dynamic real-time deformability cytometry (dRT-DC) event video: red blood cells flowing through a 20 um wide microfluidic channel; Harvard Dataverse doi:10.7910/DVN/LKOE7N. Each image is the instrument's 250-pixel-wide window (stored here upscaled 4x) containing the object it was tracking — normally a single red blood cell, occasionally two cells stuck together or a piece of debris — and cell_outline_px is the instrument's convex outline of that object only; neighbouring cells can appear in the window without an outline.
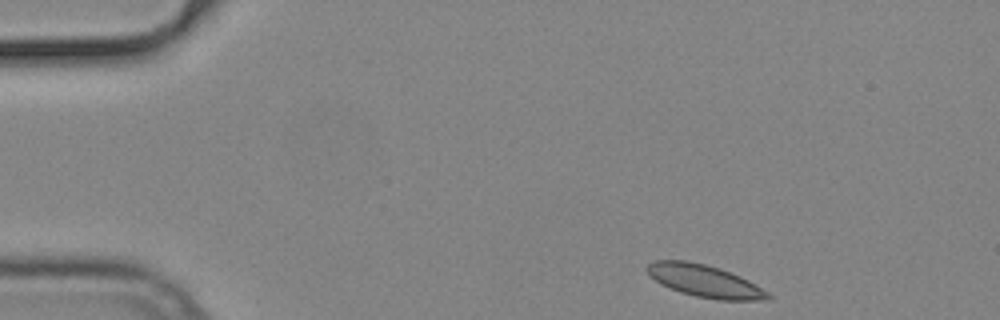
{"species": "common noctule bat (a hibernating species)", "species_latin": "Nyctalus noctula", "temperature_condition": "cold", "stored_images_in_passage": 48, "camera_frame_rate_fps": 3000, "um_per_image_px": 0.085, "animal": {"sex": "male", "body_mass_g": 19.2, "forearm_length_mm": 51.8}, "frame": {"image": 1, "passage_image": 1, "time_ms": 0.0, "image_size_px": [1000, 320], "cell_outline_px": [[772, 296], [756, 300], [716, 300], [696, 296], [680, 292], [660, 284], [648, 276], [644, 268], [652, 260], [688, 260], [720, 268], [740, 276], [748, 280], [768, 292]], "centroid_in_image_um": [59.8, 23.86], "position_along_channel_um": 25.2, "area_um2": 22.83}}
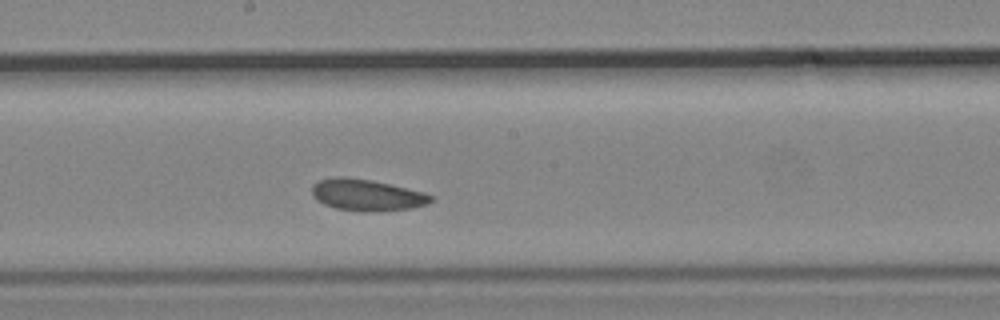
{"frame": {"image": 2, "passage_image": 23, "time_ms": 7.333, "image_size_px": [1000, 320], "cell_outline_px": [[436, 196], [428, 204], [412, 208], [368, 212], [360, 212], [336, 208], [324, 204], [316, 200], [312, 196], [312, 184], [320, 180], [336, 176], [344, 176], [372, 180], [424, 192]], "centroid_in_image_um": [31.17, 16.57], "position_along_channel_um": 217.0, "area_um2": 22.08}}
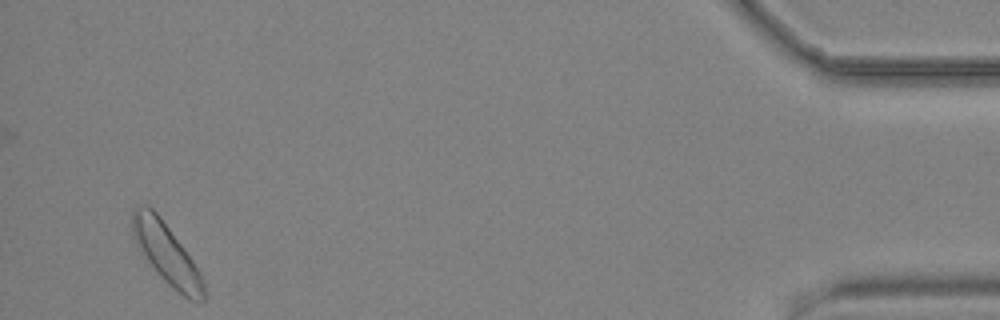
{"frame": {"image": 3, "passage_image": 46, "time_ms": 15.0, "image_size_px": [1000, 320], "cell_outline_px": [[208, 296], [204, 300], [192, 300], [184, 296], [172, 288], [156, 272], [140, 252], [132, 236], [132, 208], [144, 204], [148, 204], [156, 212], [184, 248], [200, 272]], "centroid_in_image_um": [14.13, 21.55], "position_along_channel_um": 421.1, "area_um2": 25.14}, "authors_computed_cell_mechanics": {"area_um2": 22.2819, "velocity_mm_per_s": 3.6872, "shape_relaxation_time_tau1_ms": 3.1169, "shape_relaxation_time_tau2_ms": 4.0737, "deformation_change_tau1": 0.0602, "deformation_change_tau2": 0.077}}